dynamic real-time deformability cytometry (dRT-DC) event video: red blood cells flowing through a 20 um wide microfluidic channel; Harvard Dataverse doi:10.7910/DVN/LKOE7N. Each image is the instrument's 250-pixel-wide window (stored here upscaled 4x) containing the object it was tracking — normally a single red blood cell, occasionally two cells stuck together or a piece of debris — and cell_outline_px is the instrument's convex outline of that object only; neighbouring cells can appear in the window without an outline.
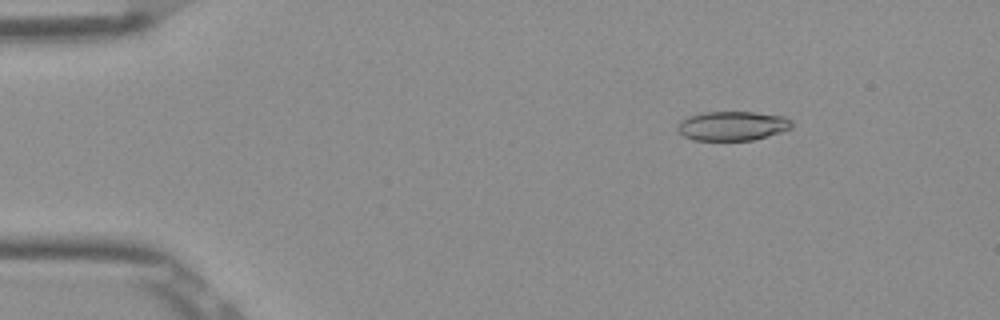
{"species": "Egyptian fruit bat (a non-hibernating species)", "species_latin": "Rousettus aegyptiacus", "temperature_condition": "room temperature", "stored_images_in_passage": 54, "segment_of_instrument_passage": [1, 2], "camera_frame_rate_fps": 3000, "um_per_image_px": 0.085, "frame": {"image": 1, "passage_image": 8, "time_ms": 2.333, "image_size_px": [1000, 320], "cell_outline_px": [[792, 128], [768, 136], [752, 140], [692, 140], [684, 136], [676, 128], [680, 120], [688, 116], [704, 112], [756, 112], [784, 116], [792, 120]], "centroid_in_image_um": [62.25, 10.69], "position_along_channel_um": 22.7, "area_um2": 19.59}}
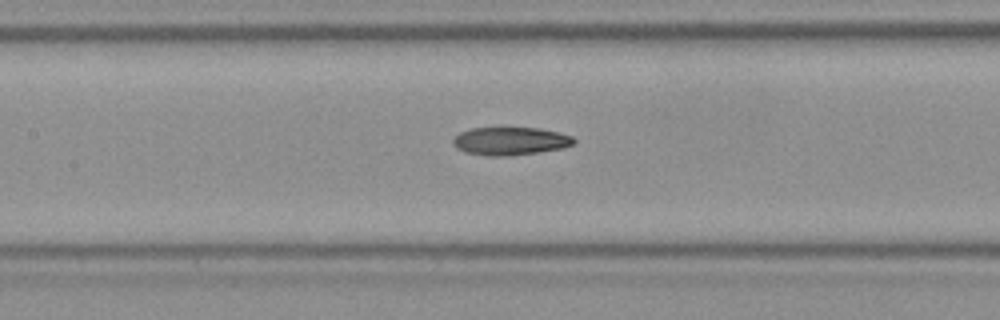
{"frame": {"image": 2, "passage_image": 25, "time_ms": 8.0, "image_size_px": [1000, 320], "cell_outline_px": [[576, 140], [572, 144], [564, 148], [508, 156], [488, 156], [464, 152], [456, 148], [452, 144], [452, 140], [460, 132], [472, 128], [540, 128], [560, 132], [572, 136]], "centroid_in_image_um": [43.36, 11.99], "position_along_channel_um": 164.0, "area_um2": 19.77}}
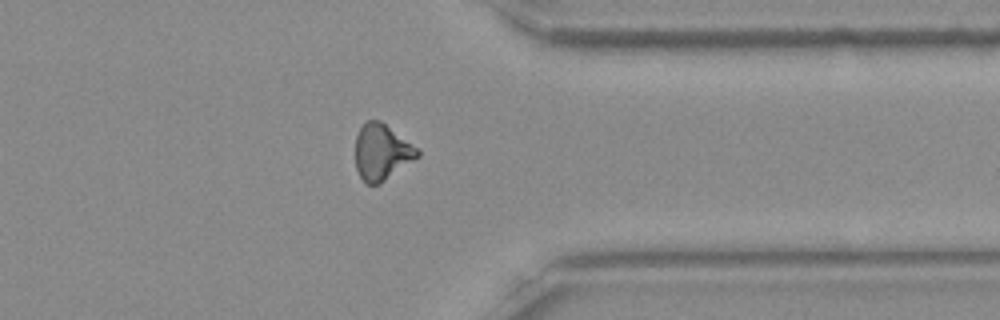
{"frame": {"image": 3, "passage_image": 42, "time_ms": 13.667, "image_size_px": [1000, 320], "cell_outline_px": [[420, 156], [380, 184], [368, 184], [360, 176], [356, 168], [356, 136], [360, 128], [368, 120], [380, 120], [416, 148], [420, 152]], "centroid_in_image_um": [32.44, 12.94], "position_along_channel_um": 379.0, "area_um2": 19.88}}